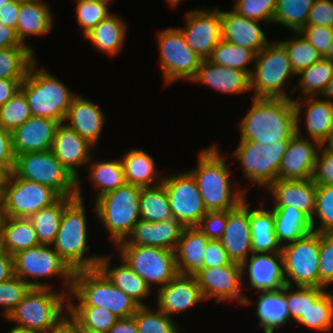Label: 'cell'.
I'll list each match as a JSON object with an SVG mask.
<instances>
[{"mask_svg":"<svg viewBox=\"0 0 333 333\" xmlns=\"http://www.w3.org/2000/svg\"><path fill=\"white\" fill-rule=\"evenodd\" d=\"M217 144L198 152L196 168H191L207 211H228L247 198L248 188L232 183L228 157L223 156Z\"/></svg>","mask_w":333,"mask_h":333,"instance_id":"1","label":"cell"},{"mask_svg":"<svg viewBox=\"0 0 333 333\" xmlns=\"http://www.w3.org/2000/svg\"><path fill=\"white\" fill-rule=\"evenodd\" d=\"M239 124L240 140L272 145L290 140L296 132L292 98H255Z\"/></svg>","mask_w":333,"mask_h":333,"instance_id":"2","label":"cell"},{"mask_svg":"<svg viewBox=\"0 0 333 333\" xmlns=\"http://www.w3.org/2000/svg\"><path fill=\"white\" fill-rule=\"evenodd\" d=\"M84 200L75 197L65 208L52 247L73 270L95 269L102 254H91Z\"/></svg>","mask_w":333,"mask_h":333,"instance_id":"3","label":"cell"},{"mask_svg":"<svg viewBox=\"0 0 333 333\" xmlns=\"http://www.w3.org/2000/svg\"><path fill=\"white\" fill-rule=\"evenodd\" d=\"M68 306L104 307L119 318L132 317L140 307L130 296L112 284L98 268L74 271Z\"/></svg>","mask_w":333,"mask_h":333,"instance_id":"4","label":"cell"},{"mask_svg":"<svg viewBox=\"0 0 333 333\" xmlns=\"http://www.w3.org/2000/svg\"><path fill=\"white\" fill-rule=\"evenodd\" d=\"M37 64L36 60L31 65L20 90L27 99L32 116L52 118L62 123L77 93Z\"/></svg>","mask_w":333,"mask_h":333,"instance_id":"5","label":"cell"},{"mask_svg":"<svg viewBox=\"0 0 333 333\" xmlns=\"http://www.w3.org/2000/svg\"><path fill=\"white\" fill-rule=\"evenodd\" d=\"M68 312V295L50 288H31L6 318L14 327L49 333Z\"/></svg>","mask_w":333,"mask_h":333,"instance_id":"6","label":"cell"},{"mask_svg":"<svg viewBox=\"0 0 333 333\" xmlns=\"http://www.w3.org/2000/svg\"><path fill=\"white\" fill-rule=\"evenodd\" d=\"M141 188L126 183L94 200V216L108 232L113 247L124 241L141 219Z\"/></svg>","mask_w":333,"mask_h":333,"instance_id":"7","label":"cell"},{"mask_svg":"<svg viewBox=\"0 0 333 333\" xmlns=\"http://www.w3.org/2000/svg\"><path fill=\"white\" fill-rule=\"evenodd\" d=\"M13 274L21 278L32 288L54 289L50 282L41 278H62V292L67 295L72 290L74 271L60 257L52 245H37L20 251L13 256ZM33 279V280H32ZM40 279V280H39Z\"/></svg>","mask_w":333,"mask_h":333,"instance_id":"8","label":"cell"},{"mask_svg":"<svg viewBox=\"0 0 333 333\" xmlns=\"http://www.w3.org/2000/svg\"><path fill=\"white\" fill-rule=\"evenodd\" d=\"M252 67V97L293 98L290 97L291 93L287 94L286 89L290 85L289 79L297 75L291 67L288 52L280 41H271L256 53Z\"/></svg>","mask_w":333,"mask_h":333,"instance_id":"9","label":"cell"},{"mask_svg":"<svg viewBox=\"0 0 333 333\" xmlns=\"http://www.w3.org/2000/svg\"><path fill=\"white\" fill-rule=\"evenodd\" d=\"M12 172L17 177L51 187L61 197H76L77 179L62 165L52 150L15 156Z\"/></svg>","mask_w":333,"mask_h":333,"instance_id":"10","label":"cell"},{"mask_svg":"<svg viewBox=\"0 0 333 333\" xmlns=\"http://www.w3.org/2000/svg\"><path fill=\"white\" fill-rule=\"evenodd\" d=\"M159 66L164 85L177 81L190 82L196 75L202 59L186 43L178 27L156 32Z\"/></svg>","mask_w":333,"mask_h":333,"instance_id":"11","label":"cell"},{"mask_svg":"<svg viewBox=\"0 0 333 333\" xmlns=\"http://www.w3.org/2000/svg\"><path fill=\"white\" fill-rule=\"evenodd\" d=\"M290 140L264 145L253 141H239L230 155L241 165L244 178L252 185L267 189L277 180L284 153ZM241 163V164H240Z\"/></svg>","mask_w":333,"mask_h":333,"instance_id":"12","label":"cell"},{"mask_svg":"<svg viewBox=\"0 0 333 333\" xmlns=\"http://www.w3.org/2000/svg\"><path fill=\"white\" fill-rule=\"evenodd\" d=\"M118 255L151 288L166 285L177 274L175 251L152 246H115Z\"/></svg>","mask_w":333,"mask_h":333,"instance_id":"13","label":"cell"},{"mask_svg":"<svg viewBox=\"0 0 333 333\" xmlns=\"http://www.w3.org/2000/svg\"><path fill=\"white\" fill-rule=\"evenodd\" d=\"M285 282L291 286L319 287V233L286 244L281 250Z\"/></svg>","mask_w":333,"mask_h":333,"instance_id":"14","label":"cell"},{"mask_svg":"<svg viewBox=\"0 0 333 333\" xmlns=\"http://www.w3.org/2000/svg\"><path fill=\"white\" fill-rule=\"evenodd\" d=\"M175 173L164 174L162 182L172 216L184 227H197L207 213L197 181L188 170Z\"/></svg>","mask_w":333,"mask_h":333,"instance_id":"15","label":"cell"},{"mask_svg":"<svg viewBox=\"0 0 333 333\" xmlns=\"http://www.w3.org/2000/svg\"><path fill=\"white\" fill-rule=\"evenodd\" d=\"M60 197L51 187L17 177L12 172L4 188V217L30 218Z\"/></svg>","mask_w":333,"mask_h":333,"instance_id":"16","label":"cell"},{"mask_svg":"<svg viewBox=\"0 0 333 333\" xmlns=\"http://www.w3.org/2000/svg\"><path fill=\"white\" fill-rule=\"evenodd\" d=\"M204 300L215 299L216 303L236 301L241 306L252 300L243 294L242 266L231 262L220 267H208L195 275Z\"/></svg>","mask_w":333,"mask_h":333,"instance_id":"17","label":"cell"},{"mask_svg":"<svg viewBox=\"0 0 333 333\" xmlns=\"http://www.w3.org/2000/svg\"><path fill=\"white\" fill-rule=\"evenodd\" d=\"M184 28L178 27L191 50L202 60L211 56L212 50L222 40V21L218 7H204L185 13Z\"/></svg>","mask_w":333,"mask_h":333,"instance_id":"18","label":"cell"},{"mask_svg":"<svg viewBox=\"0 0 333 333\" xmlns=\"http://www.w3.org/2000/svg\"><path fill=\"white\" fill-rule=\"evenodd\" d=\"M51 150L62 165L77 179L76 197L85 200L82 196V179L79 175V168L87 166L95 152V147L62 122L56 127Z\"/></svg>","mask_w":333,"mask_h":333,"instance_id":"19","label":"cell"},{"mask_svg":"<svg viewBox=\"0 0 333 333\" xmlns=\"http://www.w3.org/2000/svg\"><path fill=\"white\" fill-rule=\"evenodd\" d=\"M296 132L287 145L277 180H306L313 177L321 144L306 138L301 129H296Z\"/></svg>","mask_w":333,"mask_h":333,"instance_id":"20","label":"cell"},{"mask_svg":"<svg viewBox=\"0 0 333 333\" xmlns=\"http://www.w3.org/2000/svg\"><path fill=\"white\" fill-rule=\"evenodd\" d=\"M156 299L157 308L171 318L205 302L195 276L182 274L157 289Z\"/></svg>","mask_w":333,"mask_h":333,"instance_id":"21","label":"cell"},{"mask_svg":"<svg viewBox=\"0 0 333 333\" xmlns=\"http://www.w3.org/2000/svg\"><path fill=\"white\" fill-rule=\"evenodd\" d=\"M241 266L243 281L256 292L280 290L286 285L282 253L251 254Z\"/></svg>","mask_w":333,"mask_h":333,"instance_id":"22","label":"cell"},{"mask_svg":"<svg viewBox=\"0 0 333 333\" xmlns=\"http://www.w3.org/2000/svg\"><path fill=\"white\" fill-rule=\"evenodd\" d=\"M248 198L227 211L226 227L220 240L232 262L242 263L252 254ZM248 202V203H247Z\"/></svg>","mask_w":333,"mask_h":333,"instance_id":"23","label":"cell"},{"mask_svg":"<svg viewBox=\"0 0 333 333\" xmlns=\"http://www.w3.org/2000/svg\"><path fill=\"white\" fill-rule=\"evenodd\" d=\"M184 228L174 217L155 222L140 219L126 239L116 246H152L175 251Z\"/></svg>","mask_w":333,"mask_h":333,"instance_id":"24","label":"cell"},{"mask_svg":"<svg viewBox=\"0 0 333 333\" xmlns=\"http://www.w3.org/2000/svg\"><path fill=\"white\" fill-rule=\"evenodd\" d=\"M296 113V129H301V121L305 122L306 138L322 144L333 131V103L323 98L299 97L293 99ZM303 108V110H302ZM305 108V109H304ZM304 111V112H303ZM304 113V120L302 115Z\"/></svg>","mask_w":333,"mask_h":333,"instance_id":"25","label":"cell"},{"mask_svg":"<svg viewBox=\"0 0 333 333\" xmlns=\"http://www.w3.org/2000/svg\"><path fill=\"white\" fill-rule=\"evenodd\" d=\"M190 83L202 84L223 95L251 92V77L246 71L220 66L208 59L202 60Z\"/></svg>","mask_w":333,"mask_h":333,"instance_id":"26","label":"cell"},{"mask_svg":"<svg viewBox=\"0 0 333 333\" xmlns=\"http://www.w3.org/2000/svg\"><path fill=\"white\" fill-rule=\"evenodd\" d=\"M222 39L234 45L251 49L255 54L261 51L270 40L263 31L260 21L239 15L233 9L220 10Z\"/></svg>","mask_w":333,"mask_h":333,"instance_id":"27","label":"cell"},{"mask_svg":"<svg viewBox=\"0 0 333 333\" xmlns=\"http://www.w3.org/2000/svg\"><path fill=\"white\" fill-rule=\"evenodd\" d=\"M59 122L52 118L32 116L12 132L14 156L52 149Z\"/></svg>","mask_w":333,"mask_h":333,"instance_id":"28","label":"cell"},{"mask_svg":"<svg viewBox=\"0 0 333 333\" xmlns=\"http://www.w3.org/2000/svg\"><path fill=\"white\" fill-rule=\"evenodd\" d=\"M105 119V113L97 103L77 94L72 100L64 123L97 148Z\"/></svg>","mask_w":333,"mask_h":333,"instance_id":"29","label":"cell"},{"mask_svg":"<svg viewBox=\"0 0 333 333\" xmlns=\"http://www.w3.org/2000/svg\"><path fill=\"white\" fill-rule=\"evenodd\" d=\"M264 191L274 201V206H293L313 218L317 194L313 179L276 180Z\"/></svg>","mask_w":333,"mask_h":333,"instance_id":"30","label":"cell"},{"mask_svg":"<svg viewBox=\"0 0 333 333\" xmlns=\"http://www.w3.org/2000/svg\"><path fill=\"white\" fill-rule=\"evenodd\" d=\"M52 11L43 0H20L16 34L22 45L35 51L26 42L32 36H46L54 27Z\"/></svg>","mask_w":333,"mask_h":333,"instance_id":"31","label":"cell"},{"mask_svg":"<svg viewBox=\"0 0 333 333\" xmlns=\"http://www.w3.org/2000/svg\"><path fill=\"white\" fill-rule=\"evenodd\" d=\"M111 255L102 254L97 268L112 284L130 296L140 306H148L146 301L143 300L149 299L147 297L155 291H152L147 283L121 257L118 258L121 263L112 267L113 256Z\"/></svg>","mask_w":333,"mask_h":333,"instance_id":"32","label":"cell"},{"mask_svg":"<svg viewBox=\"0 0 333 333\" xmlns=\"http://www.w3.org/2000/svg\"><path fill=\"white\" fill-rule=\"evenodd\" d=\"M209 238L197 227H185L175 249L178 274L195 276L204 269V252Z\"/></svg>","mask_w":333,"mask_h":333,"instance_id":"33","label":"cell"},{"mask_svg":"<svg viewBox=\"0 0 333 333\" xmlns=\"http://www.w3.org/2000/svg\"><path fill=\"white\" fill-rule=\"evenodd\" d=\"M255 315L259 319L256 324L264 333H274L290 321V314L285 298V285L280 290L259 291Z\"/></svg>","mask_w":333,"mask_h":333,"instance_id":"34","label":"cell"},{"mask_svg":"<svg viewBox=\"0 0 333 333\" xmlns=\"http://www.w3.org/2000/svg\"><path fill=\"white\" fill-rule=\"evenodd\" d=\"M127 26L128 24L120 15L112 13L93 27L83 38L88 39L94 49L103 55L116 56L124 49Z\"/></svg>","mask_w":333,"mask_h":333,"instance_id":"35","label":"cell"},{"mask_svg":"<svg viewBox=\"0 0 333 333\" xmlns=\"http://www.w3.org/2000/svg\"><path fill=\"white\" fill-rule=\"evenodd\" d=\"M262 202L255 209L249 206L252 254L281 253L282 246L275 234L274 213L270 208L266 209Z\"/></svg>","mask_w":333,"mask_h":333,"instance_id":"36","label":"cell"},{"mask_svg":"<svg viewBox=\"0 0 333 333\" xmlns=\"http://www.w3.org/2000/svg\"><path fill=\"white\" fill-rule=\"evenodd\" d=\"M120 159L127 184L153 187L163 182L164 174L159 175L155 160L143 149H130Z\"/></svg>","mask_w":333,"mask_h":333,"instance_id":"37","label":"cell"},{"mask_svg":"<svg viewBox=\"0 0 333 333\" xmlns=\"http://www.w3.org/2000/svg\"><path fill=\"white\" fill-rule=\"evenodd\" d=\"M40 245L29 218L2 217L0 219V248L10 255Z\"/></svg>","mask_w":333,"mask_h":333,"instance_id":"38","label":"cell"},{"mask_svg":"<svg viewBox=\"0 0 333 333\" xmlns=\"http://www.w3.org/2000/svg\"><path fill=\"white\" fill-rule=\"evenodd\" d=\"M275 234L283 247L312 232L311 219L293 206H272Z\"/></svg>","mask_w":333,"mask_h":333,"instance_id":"39","label":"cell"},{"mask_svg":"<svg viewBox=\"0 0 333 333\" xmlns=\"http://www.w3.org/2000/svg\"><path fill=\"white\" fill-rule=\"evenodd\" d=\"M94 155L85 167L89 171L88 179L93 189L97 191L96 199L114 189L126 184L124 168L121 159L95 160Z\"/></svg>","mask_w":333,"mask_h":333,"instance_id":"40","label":"cell"},{"mask_svg":"<svg viewBox=\"0 0 333 333\" xmlns=\"http://www.w3.org/2000/svg\"><path fill=\"white\" fill-rule=\"evenodd\" d=\"M299 78L294 87L291 89V93L300 91L302 98L305 97H317L321 96L326 88V85L333 77V62L321 58L318 62L311 64L306 69L297 74Z\"/></svg>","mask_w":333,"mask_h":333,"instance_id":"41","label":"cell"},{"mask_svg":"<svg viewBox=\"0 0 333 333\" xmlns=\"http://www.w3.org/2000/svg\"><path fill=\"white\" fill-rule=\"evenodd\" d=\"M75 197H60L52 205L33 214L31 220L40 244L52 245L56 239L64 208Z\"/></svg>","mask_w":333,"mask_h":333,"instance_id":"42","label":"cell"},{"mask_svg":"<svg viewBox=\"0 0 333 333\" xmlns=\"http://www.w3.org/2000/svg\"><path fill=\"white\" fill-rule=\"evenodd\" d=\"M141 220L148 222L172 218L169 199L163 183L153 187H142L139 197Z\"/></svg>","mask_w":333,"mask_h":333,"instance_id":"43","label":"cell"},{"mask_svg":"<svg viewBox=\"0 0 333 333\" xmlns=\"http://www.w3.org/2000/svg\"><path fill=\"white\" fill-rule=\"evenodd\" d=\"M214 64L246 71L250 76L255 62V53L246 47L234 45L225 40H221L212 50L208 58Z\"/></svg>","mask_w":333,"mask_h":333,"instance_id":"44","label":"cell"},{"mask_svg":"<svg viewBox=\"0 0 333 333\" xmlns=\"http://www.w3.org/2000/svg\"><path fill=\"white\" fill-rule=\"evenodd\" d=\"M316 0H277L273 24L299 32L306 24Z\"/></svg>","mask_w":333,"mask_h":333,"instance_id":"45","label":"cell"},{"mask_svg":"<svg viewBox=\"0 0 333 333\" xmlns=\"http://www.w3.org/2000/svg\"><path fill=\"white\" fill-rule=\"evenodd\" d=\"M35 56L29 47L0 49V79H25Z\"/></svg>","mask_w":333,"mask_h":333,"instance_id":"46","label":"cell"},{"mask_svg":"<svg viewBox=\"0 0 333 333\" xmlns=\"http://www.w3.org/2000/svg\"><path fill=\"white\" fill-rule=\"evenodd\" d=\"M315 332H329L333 329V292L325 291L316 301H309L305 314L297 321Z\"/></svg>","mask_w":333,"mask_h":333,"instance_id":"47","label":"cell"},{"mask_svg":"<svg viewBox=\"0 0 333 333\" xmlns=\"http://www.w3.org/2000/svg\"><path fill=\"white\" fill-rule=\"evenodd\" d=\"M68 313L81 328L104 333L119 320L110 310L98 306H68Z\"/></svg>","mask_w":333,"mask_h":333,"instance_id":"48","label":"cell"},{"mask_svg":"<svg viewBox=\"0 0 333 333\" xmlns=\"http://www.w3.org/2000/svg\"><path fill=\"white\" fill-rule=\"evenodd\" d=\"M140 306L133 314L138 333H181V328L174 318L168 317L151 306Z\"/></svg>","mask_w":333,"mask_h":333,"instance_id":"49","label":"cell"},{"mask_svg":"<svg viewBox=\"0 0 333 333\" xmlns=\"http://www.w3.org/2000/svg\"><path fill=\"white\" fill-rule=\"evenodd\" d=\"M292 34H295L293 38H287V40H281L280 42L285 46L291 67L297 75L311 64L318 62L322 56L299 32H293Z\"/></svg>","mask_w":333,"mask_h":333,"instance_id":"50","label":"cell"},{"mask_svg":"<svg viewBox=\"0 0 333 333\" xmlns=\"http://www.w3.org/2000/svg\"><path fill=\"white\" fill-rule=\"evenodd\" d=\"M112 1L76 0V19L83 36L113 13L109 9Z\"/></svg>","mask_w":333,"mask_h":333,"instance_id":"51","label":"cell"},{"mask_svg":"<svg viewBox=\"0 0 333 333\" xmlns=\"http://www.w3.org/2000/svg\"><path fill=\"white\" fill-rule=\"evenodd\" d=\"M325 288L285 285V298L290 314V321L297 322L309 307V301H316Z\"/></svg>","mask_w":333,"mask_h":333,"instance_id":"52","label":"cell"},{"mask_svg":"<svg viewBox=\"0 0 333 333\" xmlns=\"http://www.w3.org/2000/svg\"><path fill=\"white\" fill-rule=\"evenodd\" d=\"M311 223L314 232L333 233V185L317 186L316 208Z\"/></svg>","mask_w":333,"mask_h":333,"instance_id":"53","label":"cell"},{"mask_svg":"<svg viewBox=\"0 0 333 333\" xmlns=\"http://www.w3.org/2000/svg\"><path fill=\"white\" fill-rule=\"evenodd\" d=\"M31 117V109L21 90L0 106V125L11 133Z\"/></svg>","mask_w":333,"mask_h":333,"instance_id":"54","label":"cell"},{"mask_svg":"<svg viewBox=\"0 0 333 333\" xmlns=\"http://www.w3.org/2000/svg\"><path fill=\"white\" fill-rule=\"evenodd\" d=\"M31 288L29 284L16 275L0 283L1 316L7 318Z\"/></svg>","mask_w":333,"mask_h":333,"instance_id":"55","label":"cell"},{"mask_svg":"<svg viewBox=\"0 0 333 333\" xmlns=\"http://www.w3.org/2000/svg\"><path fill=\"white\" fill-rule=\"evenodd\" d=\"M232 9L239 15L273 24L277 0H235Z\"/></svg>","mask_w":333,"mask_h":333,"instance_id":"56","label":"cell"},{"mask_svg":"<svg viewBox=\"0 0 333 333\" xmlns=\"http://www.w3.org/2000/svg\"><path fill=\"white\" fill-rule=\"evenodd\" d=\"M333 284V233H319V288Z\"/></svg>","mask_w":333,"mask_h":333,"instance_id":"57","label":"cell"},{"mask_svg":"<svg viewBox=\"0 0 333 333\" xmlns=\"http://www.w3.org/2000/svg\"><path fill=\"white\" fill-rule=\"evenodd\" d=\"M227 222V211H207L197 228L211 240H221Z\"/></svg>","mask_w":333,"mask_h":333,"instance_id":"58","label":"cell"},{"mask_svg":"<svg viewBox=\"0 0 333 333\" xmlns=\"http://www.w3.org/2000/svg\"><path fill=\"white\" fill-rule=\"evenodd\" d=\"M299 33L311 43L323 57L333 40V28L321 25H305Z\"/></svg>","mask_w":333,"mask_h":333,"instance_id":"59","label":"cell"},{"mask_svg":"<svg viewBox=\"0 0 333 333\" xmlns=\"http://www.w3.org/2000/svg\"><path fill=\"white\" fill-rule=\"evenodd\" d=\"M312 179L317 186L333 185V152L327 150L322 144Z\"/></svg>","mask_w":333,"mask_h":333,"instance_id":"60","label":"cell"},{"mask_svg":"<svg viewBox=\"0 0 333 333\" xmlns=\"http://www.w3.org/2000/svg\"><path fill=\"white\" fill-rule=\"evenodd\" d=\"M306 25L333 28V0H316L309 12Z\"/></svg>","mask_w":333,"mask_h":333,"instance_id":"61","label":"cell"},{"mask_svg":"<svg viewBox=\"0 0 333 333\" xmlns=\"http://www.w3.org/2000/svg\"><path fill=\"white\" fill-rule=\"evenodd\" d=\"M204 268L220 267L222 265L230 264L227 251L223 247L220 240L209 239L206 250L204 252Z\"/></svg>","mask_w":333,"mask_h":333,"instance_id":"62","label":"cell"},{"mask_svg":"<svg viewBox=\"0 0 333 333\" xmlns=\"http://www.w3.org/2000/svg\"><path fill=\"white\" fill-rule=\"evenodd\" d=\"M0 164L14 169L15 156L12 150V133L0 125Z\"/></svg>","mask_w":333,"mask_h":333,"instance_id":"63","label":"cell"},{"mask_svg":"<svg viewBox=\"0 0 333 333\" xmlns=\"http://www.w3.org/2000/svg\"><path fill=\"white\" fill-rule=\"evenodd\" d=\"M20 0H12L0 8V22L16 30Z\"/></svg>","mask_w":333,"mask_h":333,"instance_id":"64","label":"cell"},{"mask_svg":"<svg viewBox=\"0 0 333 333\" xmlns=\"http://www.w3.org/2000/svg\"><path fill=\"white\" fill-rule=\"evenodd\" d=\"M24 79H0V106L20 91Z\"/></svg>","mask_w":333,"mask_h":333,"instance_id":"65","label":"cell"},{"mask_svg":"<svg viewBox=\"0 0 333 333\" xmlns=\"http://www.w3.org/2000/svg\"><path fill=\"white\" fill-rule=\"evenodd\" d=\"M10 47H26L19 41L14 28L0 22V49Z\"/></svg>","mask_w":333,"mask_h":333,"instance_id":"66","label":"cell"},{"mask_svg":"<svg viewBox=\"0 0 333 333\" xmlns=\"http://www.w3.org/2000/svg\"><path fill=\"white\" fill-rule=\"evenodd\" d=\"M49 333H82V328L67 312Z\"/></svg>","mask_w":333,"mask_h":333,"instance_id":"67","label":"cell"},{"mask_svg":"<svg viewBox=\"0 0 333 333\" xmlns=\"http://www.w3.org/2000/svg\"><path fill=\"white\" fill-rule=\"evenodd\" d=\"M13 275V257L0 248V283L8 280Z\"/></svg>","mask_w":333,"mask_h":333,"instance_id":"68","label":"cell"},{"mask_svg":"<svg viewBox=\"0 0 333 333\" xmlns=\"http://www.w3.org/2000/svg\"><path fill=\"white\" fill-rule=\"evenodd\" d=\"M107 333H138V327L133 317L119 318Z\"/></svg>","mask_w":333,"mask_h":333,"instance_id":"69","label":"cell"},{"mask_svg":"<svg viewBox=\"0 0 333 333\" xmlns=\"http://www.w3.org/2000/svg\"><path fill=\"white\" fill-rule=\"evenodd\" d=\"M12 171L6 166L0 164V189H4L8 183Z\"/></svg>","mask_w":333,"mask_h":333,"instance_id":"70","label":"cell"},{"mask_svg":"<svg viewBox=\"0 0 333 333\" xmlns=\"http://www.w3.org/2000/svg\"><path fill=\"white\" fill-rule=\"evenodd\" d=\"M320 97L333 103V77L326 85V88Z\"/></svg>","mask_w":333,"mask_h":333,"instance_id":"71","label":"cell"},{"mask_svg":"<svg viewBox=\"0 0 333 333\" xmlns=\"http://www.w3.org/2000/svg\"><path fill=\"white\" fill-rule=\"evenodd\" d=\"M322 145L329 151L333 152V131L328 135Z\"/></svg>","mask_w":333,"mask_h":333,"instance_id":"72","label":"cell"},{"mask_svg":"<svg viewBox=\"0 0 333 333\" xmlns=\"http://www.w3.org/2000/svg\"><path fill=\"white\" fill-rule=\"evenodd\" d=\"M323 58L333 62V40L330 43V46L328 47V50H327L326 54L323 56Z\"/></svg>","mask_w":333,"mask_h":333,"instance_id":"73","label":"cell"},{"mask_svg":"<svg viewBox=\"0 0 333 333\" xmlns=\"http://www.w3.org/2000/svg\"><path fill=\"white\" fill-rule=\"evenodd\" d=\"M6 333H37V332L30 331V330H25V329H21V328H17V327L12 326L10 328V330H8Z\"/></svg>","mask_w":333,"mask_h":333,"instance_id":"74","label":"cell"},{"mask_svg":"<svg viewBox=\"0 0 333 333\" xmlns=\"http://www.w3.org/2000/svg\"><path fill=\"white\" fill-rule=\"evenodd\" d=\"M4 189H0V219L4 216Z\"/></svg>","mask_w":333,"mask_h":333,"instance_id":"75","label":"cell"},{"mask_svg":"<svg viewBox=\"0 0 333 333\" xmlns=\"http://www.w3.org/2000/svg\"><path fill=\"white\" fill-rule=\"evenodd\" d=\"M165 1H166L167 5H169L170 7L176 8V6H178V4L180 2H182L183 0H165Z\"/></svg>","mask_w":333,"mask_h":333,"instance_id":"76","label":"cell"},{"mask_svg":"<svg viewBox=\"0 0 333 333\" xmlns=\"http://www.w3.org/2000/svg\"><path fill=\"white\" fill-rule=\"evenodd\" d=\"M82 333H104V332H99V331L91 330L88 328H82Z\"/></svg>","mask_w":333,"mask_h":333,"instance_id":"77","label":"cell"},{"mask_svg":"<svg viewBox=\"0 0 333 333\" xmlns=\"http://www.w3.org/2000/svg\"><path fill=\"white\" fill-rule=\"evenodd\" d=\"M10 1L12 0H0V8H2L5 4H7Z\"/></svg>","mask_w":333,"mask_h":333,"instance_id":"78","label":"cell"}]
</instances>
